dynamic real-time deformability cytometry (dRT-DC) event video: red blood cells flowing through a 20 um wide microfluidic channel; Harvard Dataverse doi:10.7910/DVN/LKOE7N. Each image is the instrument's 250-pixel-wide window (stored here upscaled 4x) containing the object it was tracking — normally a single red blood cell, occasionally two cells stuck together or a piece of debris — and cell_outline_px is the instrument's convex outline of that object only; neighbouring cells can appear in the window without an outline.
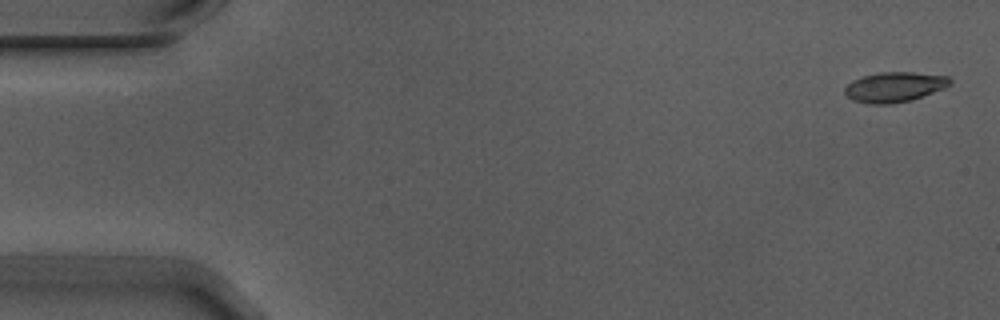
{"species": "Egyptian fruit bat (a non-hibernating species)", "species_latin": "Rousettus aegyptiacus", "temperature_condition": "warm", "stored_images_in_passage": 5, "camera_frame_rate_fps": 3000, "um_per_image_px": 0.085, "animal": {"sex": "male"}, "frame": {"image": 1, "passage_image": 1, "time_ms": 0.0, "image_size_px": [1000, 320], "cell_outline_px": [[952, 84], [944, 88], [912, 100], [892, 104], [868, 104], [852, 100], [844, 92], [844, 88], [852, 80], [864, 76], [880, 72], [912, 72], [948, 76], [952, 80]], "centroid_in_image_um": [76.03, 7.4], "position_along_channel_um": 9.0, "area_um2": 18.5}}